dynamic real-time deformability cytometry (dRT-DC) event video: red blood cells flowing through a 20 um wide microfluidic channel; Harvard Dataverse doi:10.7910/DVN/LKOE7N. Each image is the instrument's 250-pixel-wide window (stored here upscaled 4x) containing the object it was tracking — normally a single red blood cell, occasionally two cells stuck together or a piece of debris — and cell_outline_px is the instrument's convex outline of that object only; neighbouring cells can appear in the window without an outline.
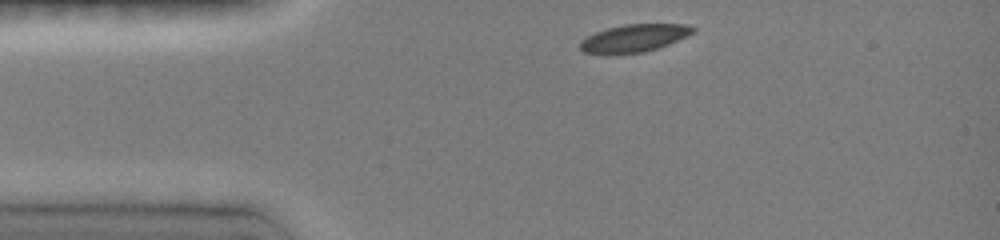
{"species": "common noctule bat (a hibernating species)", "species_latin": "Nyctalus noctula", "temperature_condition": "room temperature", "stored_images_in_passage": 48, "camera_frame_rate_fps": 3000, "um_per_image_px": 0.085, "animal": {"sex": "female", "body_mass_g": 19.0, "forearm_length_mm": 51.5}, "frame": {"image": 1, "passage_image": 1, "time_ms": 0.0, "image_size_px": [1000, 240], "cell_outline_px": [[696, 32], [668, 44], [656, 48], [640, 52], [584, 52], [580, 48], [580, 40], [596, 32], [608, 28], [624, 24], [684, 24], [696, 28]], "centroid_in_image_um": [53.95, 3.2], "position_along_channel_um": 31.0, "area_um2": 17.51}}
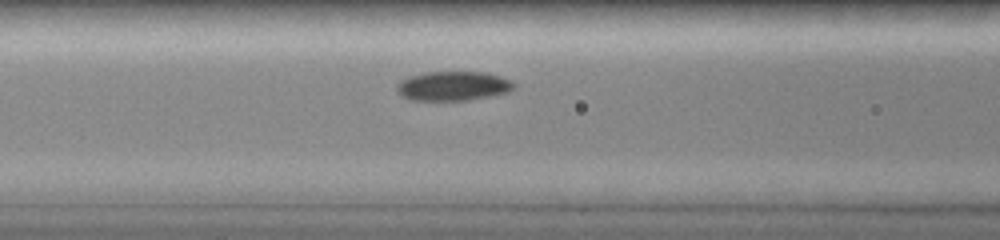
{"frame": {"image": 2, "passage_image": 18, "time_ms": 3.333, "image_size_px": [1000, 240], "cell_outline_px": [[512, 88], [508, 92], [488, 96], [464, 100], [412, 100], [404, 96], [396, 88], [396, 84], [400, 80], [408, 76], [424, 72], [488, 72], [500, 76], [508, 80], [512, 84]], "centroid_in_image_um": [38.45, 7.29], "position_along_channel_um": 128.1, "area_um2": 19.71}}
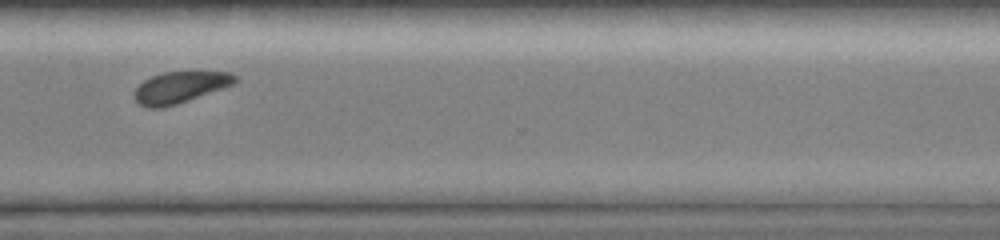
{"frame": {"image": 3, "passage_image": 47, "time_ms": 9.0, "image_size_px": [1000, 240], "cell_outline_px": [[236, 80], [232, 84], [188, 100], [164, 108], [148, 108], [140, 104], [136, 100], [136, 88], [144, 80], [152, 76], [164, 72], [232, 72], [236, 76]], "centroid_in_image_um": [15.28, 7.42], "position_along_channel_um": 355.3, "area_um2": 17.92}}